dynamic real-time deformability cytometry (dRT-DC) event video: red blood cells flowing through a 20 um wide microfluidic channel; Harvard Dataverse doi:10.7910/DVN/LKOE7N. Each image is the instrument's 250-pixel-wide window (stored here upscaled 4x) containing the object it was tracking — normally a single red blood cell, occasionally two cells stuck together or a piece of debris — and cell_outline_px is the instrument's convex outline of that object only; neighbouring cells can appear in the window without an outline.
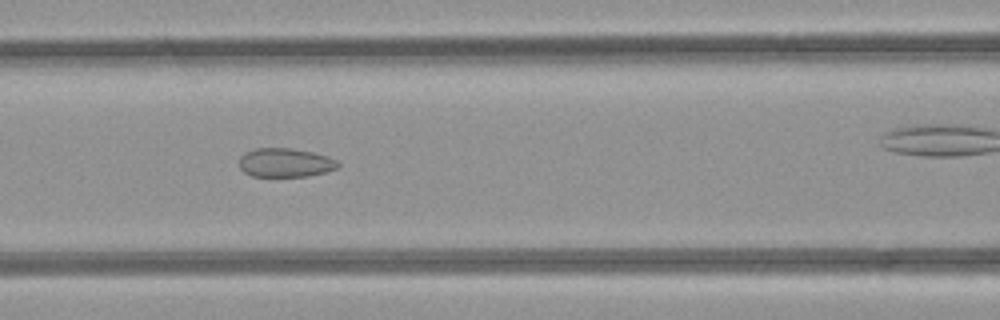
{"species": "common noctule bat (a hibernating species)", "species_latin": "Nyctalus noctula", "temperature_condition": "room temperature", "stored_images_in_passage": 19, "camera_frame_rate_fps": 3000, "um_per_image_px": 0.085, "animal": {"sex": "female", "body_mass_g": 21.9}, "frame": {"image": 1, "passage_image": 11, "time_ms": 3.333, "image_size_px": [1000, 320], "cell_outline_px": [[340, 164], [336, 168], [324, 172], [308, 176], [252, 176], [244, 172], [240, 168], [240, 156], [244, 152], [256, 148], [292, 148], [312, 152], [328, 156], [336, 160]], "centroid_in_image_um": [24.23, 13.81], "position_along_channel_um": 142.4, "area_um2": 16.59}}